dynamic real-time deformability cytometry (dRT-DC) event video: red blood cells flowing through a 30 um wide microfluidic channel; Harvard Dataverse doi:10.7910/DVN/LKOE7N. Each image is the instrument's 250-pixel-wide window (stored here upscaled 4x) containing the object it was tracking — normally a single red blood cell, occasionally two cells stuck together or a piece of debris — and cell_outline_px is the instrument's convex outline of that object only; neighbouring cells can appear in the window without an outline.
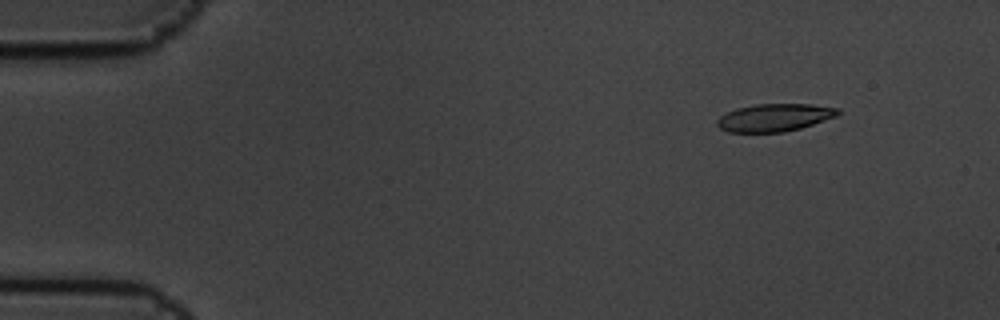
{"species": "common noctule bat (a hibernating species)", "species_latin": "Nyctalus noctula", "temperature_condition": "cold", "stored_images_in_passage": 5, "camera_frame_rate_fps": 3000, "um_per_image_px": 0.085, "animal": {"sex": "male", "body_mass_g": 19.5, "forearm_length_mm": 54.6}, "frame": {"image": 1, "passage_image": 2, "time_ms": 0.333, "image_size_px": [1000, 320], "cell_outline_px": [[840, 112], [836, 116], [800, 128], [784, 132], [728, 132], [720, 128], [716, 124], [716, 120], [720, 116], [736, 108], [756, 104], [812, 104], [840, 108]], "centroid_in_image_um": [65.82, 9.99], "position_along_channel_um": 19.2, "area_um2": 19.42}}